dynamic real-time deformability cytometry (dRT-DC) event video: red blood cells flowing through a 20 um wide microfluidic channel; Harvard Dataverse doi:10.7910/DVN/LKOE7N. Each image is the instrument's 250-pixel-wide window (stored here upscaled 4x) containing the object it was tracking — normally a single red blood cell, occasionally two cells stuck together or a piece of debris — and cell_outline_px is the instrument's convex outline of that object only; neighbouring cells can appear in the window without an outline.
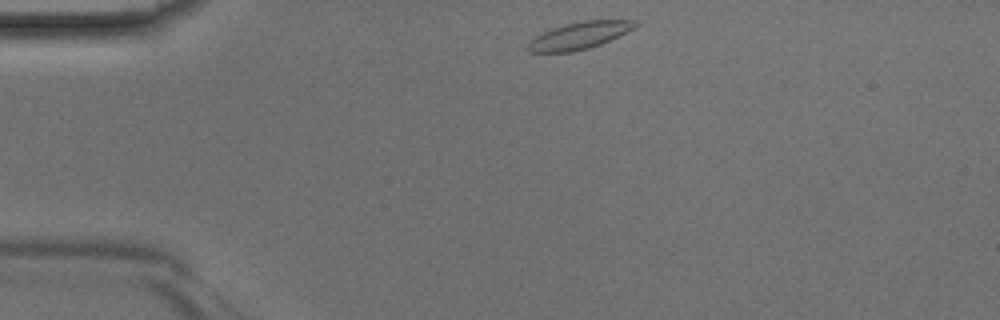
{"species": "Egyptian fruit bat (a non-hibernating species)", "species_latin": "Rousettus aegyptiacus", "temperature_condition": "room temperature", "stored_images_in_passage": 37, "camera_frame_rate_fps": 3000, "um_per_image_px": 0.085, "animal": {"sex": "male"}, "frame": {"image": 1, "passage_image": 1, "time_ms": 0.0, "image_size_px": [1000, 320], "cell_outline_px": [[640, 24], [636, 28], [600, 44], [588, 48], [572, 52], [528, 52], [528, 40], [552, 28], [564, 24], [584, 20], [636, 20]], "centroid_in_image_um": [49.27, 3.01], "position_along_channel_um": 35.7, "area_um2": 16.94}}
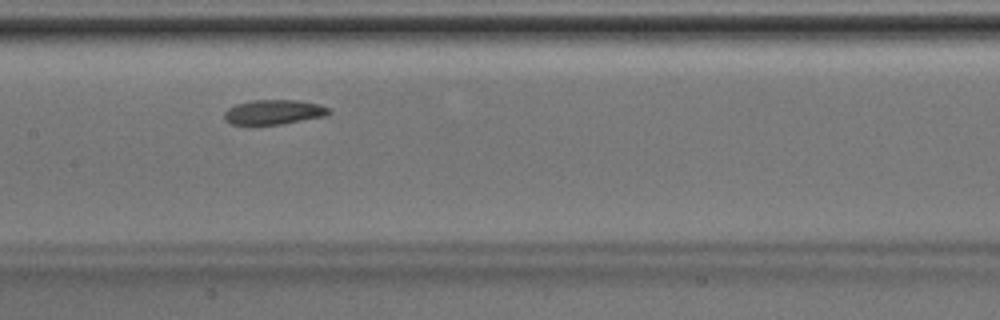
{"frame": {"image": 2, "passage_image": 14, "time_ms": 4.333, "image_size_px": [1000, 320], "cell_outline_px": [[332, 112], [328, 116], [280, 124], [232, 124], [224, 120], [224, 112], [228, 108], [236, 104], [252, 100], [292, 100], [320, 104], [328, 108]], "centroid_in_image_um": [23.28, 9.52], "position_along_channel_um": 184.1, "area_um2": 15.03}}
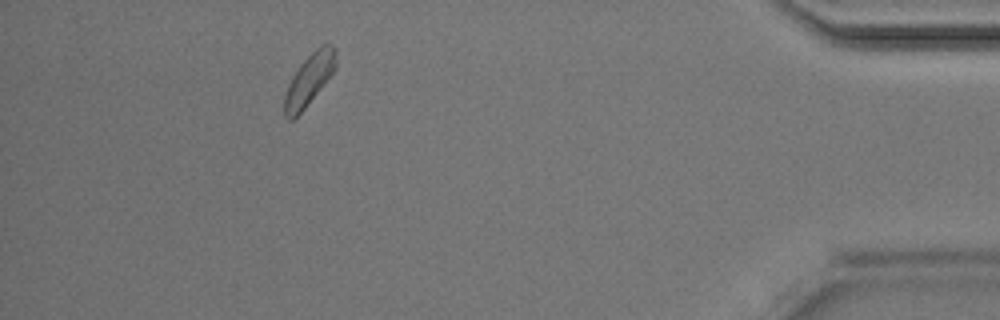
{"frame": {"image": 3, "passage_image": 33, "time_ms": 10.667, "image_size_px": [1000, 320], "cell_outline_px": [[336, 68], [304, 108], [292, 120], [288, 120], [284, 116], [284, 96], [288, 84], [292, 76], [300, 64], [320, 44], [332, 44], [336, 48]], "centroid_in_image_um": [26.27, 6.73], "position_along_channel_um": 408.9, "area_um2": 15.2}}